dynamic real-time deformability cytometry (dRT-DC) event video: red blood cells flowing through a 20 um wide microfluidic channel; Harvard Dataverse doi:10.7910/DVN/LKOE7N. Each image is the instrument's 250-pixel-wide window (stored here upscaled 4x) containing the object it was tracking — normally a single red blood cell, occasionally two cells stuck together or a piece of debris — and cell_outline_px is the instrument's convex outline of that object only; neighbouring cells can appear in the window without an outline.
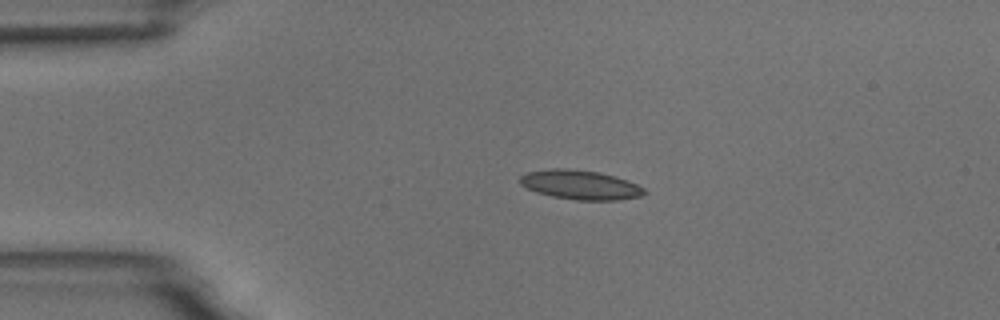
{"species": "common noctule bat (a hibernating species)", "species_latin": "Nyctalus noctula", "temperature_condition": "room temperature", "stored_images_in_passage": 3, "camera_frame_rate_fps": 3000, "um_per_image_px": 0.085, "animal": {"sex": "male", "body_mass_g": 18.8}, "frame": {"image": 1, "passage_image": 2, "time_ms": 2.0, "image_size_px": [1000, 320], "cell_outline_px": [[648, 192], [640, 196], [616, 200], [576, 200], [552, 196], [536, 192], [520, 184], [520, 176], [524, 172], [548, 168], [568, 168], [596, 172], [628, 180], [644, 188]], "centroid_in_image_um": [49.29, 15.7], "position_along_channel_um": 35.7, "area_um2": 21.21}}